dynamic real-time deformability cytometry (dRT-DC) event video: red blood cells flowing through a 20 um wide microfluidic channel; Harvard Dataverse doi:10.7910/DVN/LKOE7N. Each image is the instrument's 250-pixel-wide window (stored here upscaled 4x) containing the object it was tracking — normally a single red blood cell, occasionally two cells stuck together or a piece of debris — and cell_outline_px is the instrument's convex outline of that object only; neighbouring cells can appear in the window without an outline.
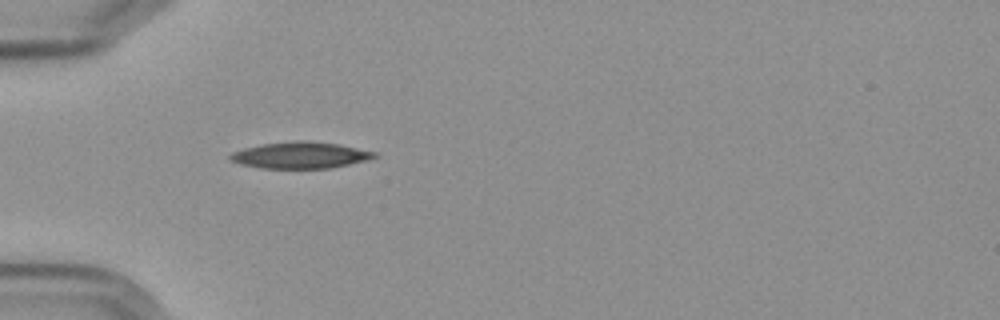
{"species": "Egyptian fruit bat (a non-hibernating species)", "species_latin": "Rousettus aegyptiacus", "temperature_condition": "cold", "stored_images_in_passage": 2, "camera_frame_rate_fps": 3000, "um_per_image_px": 0.085, "frame": {"image": 1, "passage_image": 2, "time_ms": 1.333, "image_size_px": [1000, 320], "cell_outline_px": [[380, 156], [368, 160], [328, 168], [264, 168], [240, 164], [228, 160], [228, 156], [232, 152], [244, 148], [264, 144], [296, 140], [300, 140], [336, 144], [376, 152]], "centroid_in_image_um": [25.51, 13.19], "position_along_channel_um": 59.5, "area_um2": 22.02}}